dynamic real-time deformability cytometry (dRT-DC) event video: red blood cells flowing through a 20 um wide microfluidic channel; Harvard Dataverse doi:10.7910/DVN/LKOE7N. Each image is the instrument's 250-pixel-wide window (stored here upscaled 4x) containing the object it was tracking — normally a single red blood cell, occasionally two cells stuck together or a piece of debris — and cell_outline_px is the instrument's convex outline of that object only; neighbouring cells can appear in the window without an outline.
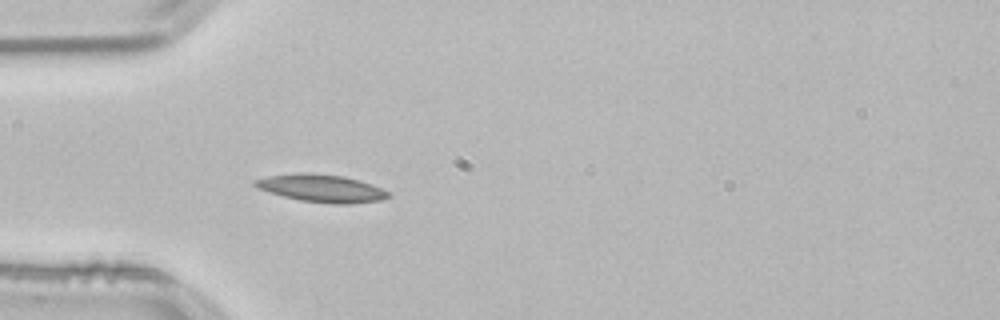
{"species": "common noctule bat (a hibernating species)", "species_latin": "Nyctalus noctula", "temperature_condition": "room temperature", "stored_images_in_passage": 15, "camera_frame_rate_fps": 3000, "um_per_image_px": 0.085, "animal": {"sex": "male", "body_mass_g": 21.5, "forearm_length_mm": 52.0}, "frame": {"image": 1, "passage_image": 5, "time_ms": 1.333, "image_size_px": [1000, 320], "cell_outline_px": [[392, 196], [380, 200], [348, 204], [332, 204], [300, 200], [284, 196], [260, 188], [252, 184], [252, 180], [268, 176], [300, 172], [308, 172], [344, 176], [360, 180], [380, 188], [388, 192]], "centroid_in_image_um": [27.33, 15.99], "position_along_channel_um": 57.7, "area_um2": 21.33}}